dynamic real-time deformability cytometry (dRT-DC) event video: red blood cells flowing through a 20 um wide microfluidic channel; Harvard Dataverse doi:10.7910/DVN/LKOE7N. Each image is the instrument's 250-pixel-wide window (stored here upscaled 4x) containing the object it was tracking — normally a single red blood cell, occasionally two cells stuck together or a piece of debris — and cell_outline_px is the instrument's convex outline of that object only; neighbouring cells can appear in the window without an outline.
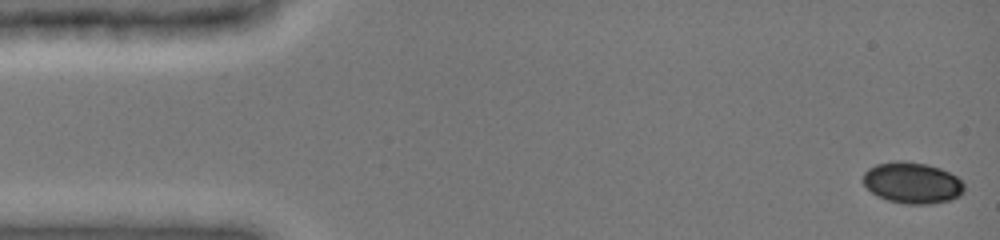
{"species": "common noctule bat (a hibernating species)", "species_latin": "Nyctalus noctula", "temperature_condition": "cold", "stored_images_in_passage": 48, "camera_frame_rate_fps": 3000, "um_per_image_px": 0.085, "animal": {"sex": "female", "body_mass_g": 19.0, "forearm_length_mm": 51.5}, "frame": {"image": 1, "passage_image": 1, "time_ms": 0.0, "image_size_px": [1000, 240], "cell_outline_px": [[964, 192], [960, 196], [948, 200], [924, 204], [908, 204], [888, 200], [872, 192], [864, 184], [864, 172], [868, 168], [876, 164], [924, 164], [940, 168], [956, 176], [964, 184]], "centroid_in_image_um": [77.58, 15.58], "position_along_channel_um": 7.4, "area_um2": 23.24}}
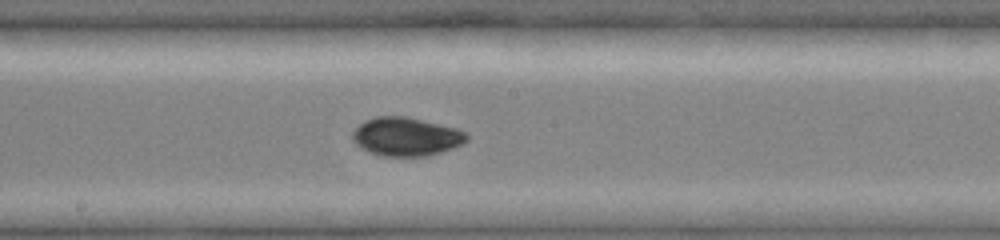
{"frame": {"image": 2, "passage_image": 26, "time_ms": 8.333, "image_size_px": [1000, 240], "cell_outline_px": [[468, 140], [452, 148], [428, 156], [380, 156], [360, 148], [352, 140], [352, 132], [364, 120], [376, 116], [404, 116], [456, 128], [464, 132], [468, 136]], "centroid_in_image_um": [34.48, 11.62], "position_along_channel_um": 213.7, "area_um2": 25.55}}
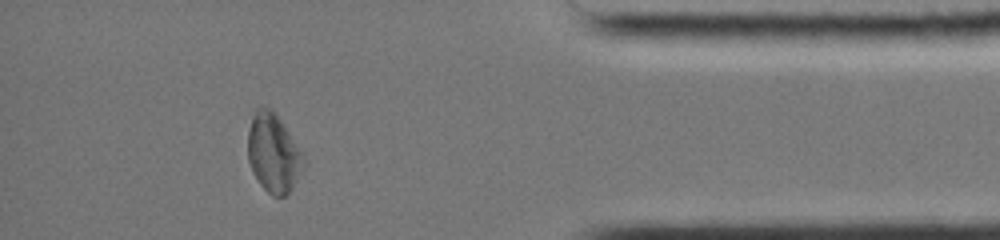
{"frame": {"image": 3, "passage_image": 43, "time_ms": 14.0, "image_size_px": [1000, 240], "cell_outline_px": [[308, 164], [292, 188], [284, 196], [272, 196], [260, 184], [252, 172], [248, 160], [248, 132], [252, 108], [256, 104], [272, 108], [276, 112], [304, 156]], "centroid_in_image_um": [23.23, 12.95], "position_along_channel_um": 412.0, "area_um2": 26.3}, "authors_computed_cell_mechanics": {"area_um2": 25.2297, "velocity_mm_per_s": 3.9234, "shape_relaxation_time_tau1_ms": 2.2446, "shape_relaxation_time_tau2_ms": 5.4559, "deformation_change_tau1": 0.1116, "deformation_change_tau2": 0.0533}}